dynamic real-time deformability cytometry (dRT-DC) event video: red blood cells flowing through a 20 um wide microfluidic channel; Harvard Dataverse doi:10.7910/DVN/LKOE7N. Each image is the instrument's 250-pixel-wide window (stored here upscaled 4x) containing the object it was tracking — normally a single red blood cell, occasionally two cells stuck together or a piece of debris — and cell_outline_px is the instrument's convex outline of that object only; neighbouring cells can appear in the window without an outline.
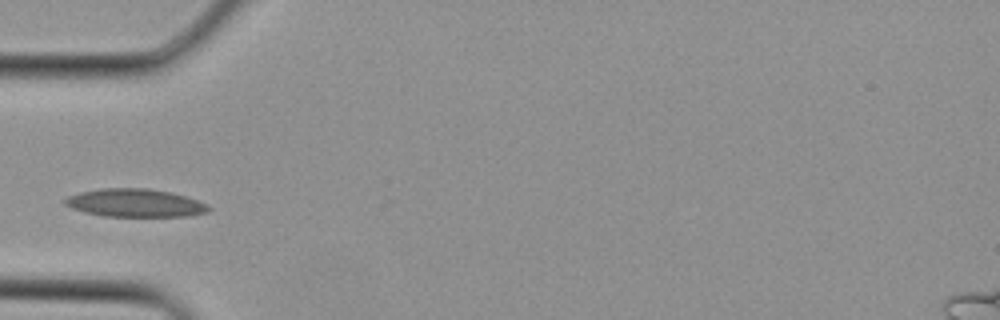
{"species": "Egyptian fruit bat (a non-hibernating species)", "species_latin": "Rousettus aegyptiacus", "temperature_condition": "cold", "stored_images_in_passage": 1, "camera_frame_rate_fps": 3000, "um_per_image_px": 0.085, "animal": {"sex": "female"}, "frame": {"image": 1, "passage_image": 1, "time_ms": 0.0, "image_size_px": [1000, 320], "cell_outline_px": [[212, 208], [208, 212], [188, 216], [104, 216], [84, 212], [72, 208], [64, 204], [64, 200], [68, 196], [80, 192], [104, 188], [148, 188], [172, 192], [188, 196], [208, 204]], "centroid_in_image_um": [11.53, 17.24], "position_along_channel_um": 73.5, "area_um2": 23.64}}